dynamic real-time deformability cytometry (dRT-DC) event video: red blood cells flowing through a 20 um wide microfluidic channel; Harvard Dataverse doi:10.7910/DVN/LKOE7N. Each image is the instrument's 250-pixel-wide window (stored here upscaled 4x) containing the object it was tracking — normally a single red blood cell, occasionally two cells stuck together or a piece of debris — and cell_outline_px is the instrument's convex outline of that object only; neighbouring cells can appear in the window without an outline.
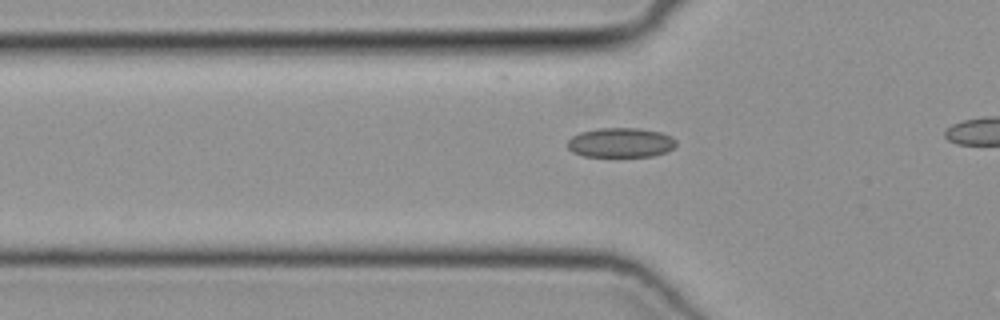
{"species": "common noctule bat (a hibernating species)", "species_latin": "Nyctalus noctula", "temperature_condition": "cold", "stored_images_in_passage": 16, "camera_frame_rate_fps": 3000, "um_per_image_px": 0.085, "animal": {"sex": "female", "body_mass_g": 19.3, "forearm_length_mm": 54.1}, "frame": {"image": 1, "passage_image": 10, "time_ms": 3.0, "image_size_px": [1000, 320], "cell_outline_px": [[676, 144], [668, 152], [652, 156], [584, 156], [572, 152], [568, 148], [568, 140], [572, 136], [580, 132], [596, 128], [636, 128], [660, 132], [672, 136], [676, 140]], "centroid_in_image_um": [52.76, 12.12], "position_along_channel_um": 73.0, "area_um2": 18.79}}
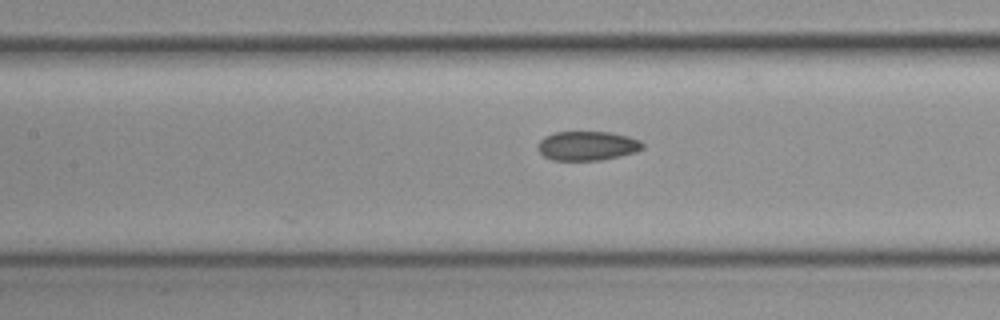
{"frame": {"image": 2, "passage_image": 16, "time_ms": 5.0, "image_size_px": [1000, 320], "cell_outline_px": [[644, 148], [636, 152], [620, 156], [600, 160], [552, 160], [544, 156], [536, 148], [540, 140], [544, 136], [556, 132], [612, 132], [628, 136], [640, 140], [644, 144]], "centroid_in_image_um": [49.93, 12.39], "position_along_channel_um": 157.5, "area_um2": 17.98}}